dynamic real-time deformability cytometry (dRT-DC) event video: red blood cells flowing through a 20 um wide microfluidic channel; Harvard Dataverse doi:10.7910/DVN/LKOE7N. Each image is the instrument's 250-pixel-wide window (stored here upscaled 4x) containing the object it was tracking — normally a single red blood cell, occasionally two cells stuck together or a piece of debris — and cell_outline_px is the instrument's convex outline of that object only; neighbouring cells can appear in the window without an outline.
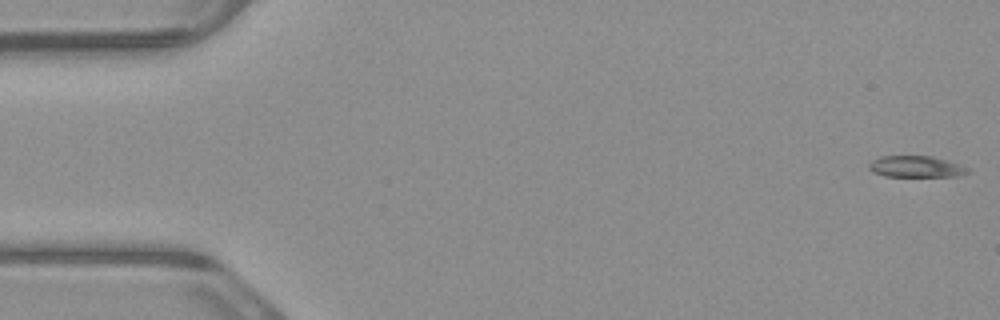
{"species": "common noctule bat (a hibernating species)", "species_latin": "Nyctalus noctula", "temperature_condition": "warm", "stored_images_in_passage": 5, "camera_frame_rate_fps": 3000, "um_per_image_px": 0.085, "animal": {"sex": "male", "body_mass_g": 23.1, "forearm_length_mm": 52.7}, "frame": {"image": 1, "passage_image": 1, "time_ms": 0.0, "image_size_px": [1000, 320], "cell_outline_px": [[968, 172], [956, 176], [884, 176], [872, 172], [868, 168], [868, 164], [872, 160], [880, 156], [932, 156], [960, 164], [968, 168]], "centroid_in_image_um": [77.81, 14.16], "position_along_channel_um": 7.2, "area_um2": 12.25}}
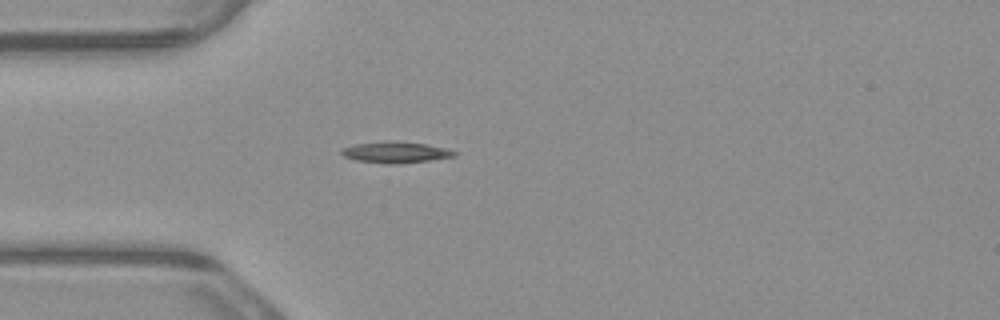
{"frame": {"image": 2, "passage_image": 5, "time_ms": 1.333, "image_size_px": [1000, 320], "cell_outline_px": [[456, 156], [428, 160], [396, 164], [388, 164], [356, 160], [344, 156], [340, 152], [344, 148], [356, 144], [388, 140], [424, 144], [448, 148], [456, 152]], "centroid_in_image_um": [33.63, 12.94], "position_along_channel_um": 51.4, "area_um2": 13.76}}